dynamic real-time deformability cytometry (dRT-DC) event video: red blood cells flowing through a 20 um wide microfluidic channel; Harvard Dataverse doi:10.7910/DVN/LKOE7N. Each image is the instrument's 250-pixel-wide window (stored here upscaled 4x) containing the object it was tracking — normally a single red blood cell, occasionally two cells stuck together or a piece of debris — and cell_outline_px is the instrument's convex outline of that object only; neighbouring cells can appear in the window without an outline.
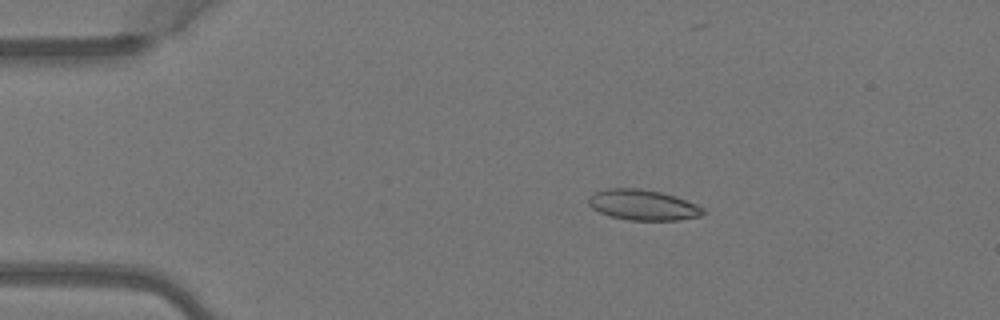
{"species": "Egyptian fruit bat (a non-hibernating species)", "species_latin": "Rousettus aegyptiacus", "temperature_condition": "warm", "stored_images_in_passage": 5, "camera_frame_rate_fps": 3000, "um_per_image_px": 0.085, "animal": {"sex": "female"}, "frame": {"image": 1, "passage_image": 3, "time_ms": 0.667, "image_size_px": [1000, 320], "cell_outline_px": [[704, 212], [700, 216], [680, 220], [628, 220], [608, 216], [592, 208], [588, 204], [588, 196], [604, 188], [640, 188], [660, 192], [676, 196], [696, 204], [704, 208]], "centroid_in_image_um": [54.62, 17.42], "position_along_channel_um": 30.4, "area_um2": 20.52}}
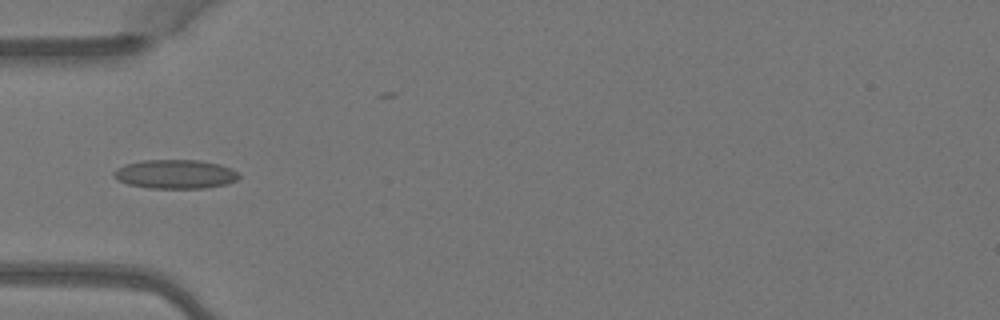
{"frame": {"image": 2, "passage_image": 5, "time_ms": 1.333, "image_size_px": [1000, 320], "cell_outline_px": [[240, 176], [236, 180], [228, 184], [204, 188], [148, 188], [128, 184], [116, 180], [112, 172], [116, 168], [124, 164], [144, 160], [200, 160], [220, 164], [232, 168]], "centroid_in_image_um": [14.88, 14.8], "position_along_channel_um": 70.1, "area_um2": 21.33}}